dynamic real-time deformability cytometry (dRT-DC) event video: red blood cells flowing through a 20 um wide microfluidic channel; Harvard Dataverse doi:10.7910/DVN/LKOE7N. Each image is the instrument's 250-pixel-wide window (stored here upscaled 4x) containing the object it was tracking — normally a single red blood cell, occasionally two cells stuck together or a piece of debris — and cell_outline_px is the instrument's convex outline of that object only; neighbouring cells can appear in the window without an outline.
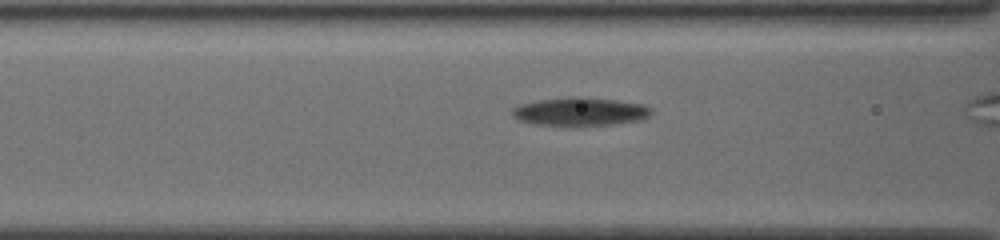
{"species": "common noctule bat (a hibernating species)", "species_latin": "Nyctalus noctula", "temperature_condition": "cold", "stored_images_in_passage": 33, "camera_frame_rate_fps": 3000, "um_per_image_px": 0.085, "animal": {"sex": "female", "body_mass_g": 19.5, "forearm_length_mm": 54.1}, "frame": {"image": 1, "passage_image": 15, "time_ms": 4.667, "image_size_px": [1000, 240], "cell_outline_px": [[652, 112], [648, 116], [640, 120], [612, 124], [536, 124], [520, 120], [512, 116], [512, 108], [520, 104], [540, 100], [572, 96], [584, 96], [644, 104], [652, 108]], "centroid_in_image_um": [49.33, 9.45], "position_along_channel_um": 117.3, "area_um2": 22.48}}
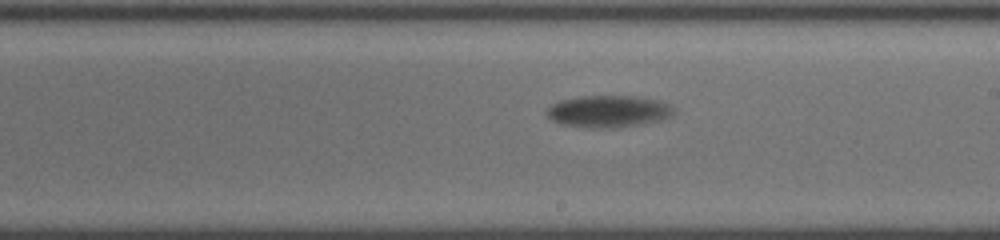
{"frame": {"image": 2, "passage_image": 25, "time_ms": 8.0, "image_size_px": [1000, 240], "cell_outline_px": [[672, 112], [668, 116], [656, 120], [612, 128], [592, 128], [564, 124], [552, 120], [548, 116], [548, 108], [552, 104], [560, 100], [580, 96], [636, 96], [656, 100], [668, 104], [672, 108]], "centroid_in_image_um": [51.64, 9.45], "position_along_channel_um": 237.4, "area_um2": 22.89}}
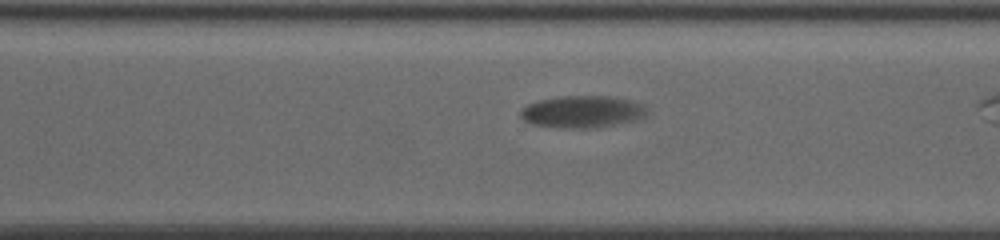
{"frame": {"image": 3, "passage_image": 32, "time_ms": 10.333, "image_size_px": [1000, 240], "cell_outline_px": [[652, 112], [636, 120], [588, 128], [560, 128], [532, 124], [524, 120], [520, 116], [520, 112], [528, 104], [540, 100], [560, 96], [608, 96], [632, 100], [640, 104]], "centroid_in_image_um": [49.51, 9.49], "position_along_channel_um": 321.1, "area_um2": 23.47}}